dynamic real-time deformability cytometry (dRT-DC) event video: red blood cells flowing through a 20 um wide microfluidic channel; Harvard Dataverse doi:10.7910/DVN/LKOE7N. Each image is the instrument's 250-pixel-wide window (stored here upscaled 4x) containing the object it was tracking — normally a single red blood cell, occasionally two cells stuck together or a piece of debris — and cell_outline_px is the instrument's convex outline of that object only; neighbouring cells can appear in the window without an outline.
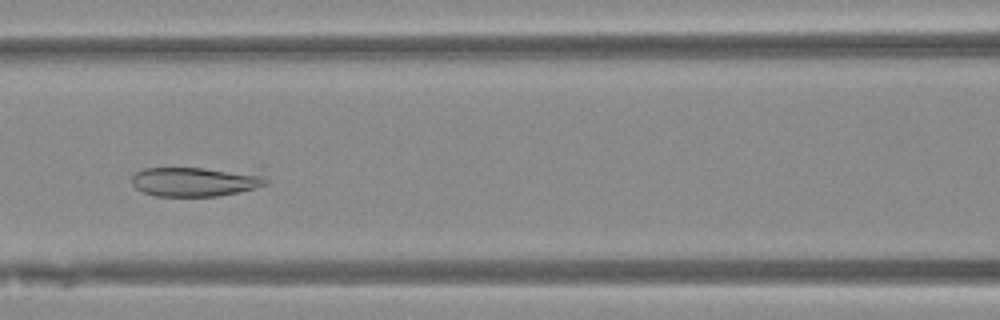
{"species": "Egyptian fruit bat (a non-hibernating species)", "species_latin": "Rousettus aegyptiacus", "temperature_condition": "warm", "stored_images_in_passage": 37, "camera_frame_rate_fps": 3000, "um_per_image_px": 0.085, "animal": {"sex": "female"}, "frame": {"image": 1, "passage_image": 8, "time_ms": 2.333, "image_size_px": [1000, 320], "cell_outline_px": [[268, 184], [236, 192], [216, 196], [156, 196], [144, 192], [136, 188], [132, 184], [132, 176], [136, 172], [144, 168], [204, 168], [260, 176], [268, 180]], "centroid_in_image_um": [16.44, 15.46], "position_along_channel_um": 150.2, "area_um2": 22.08}}
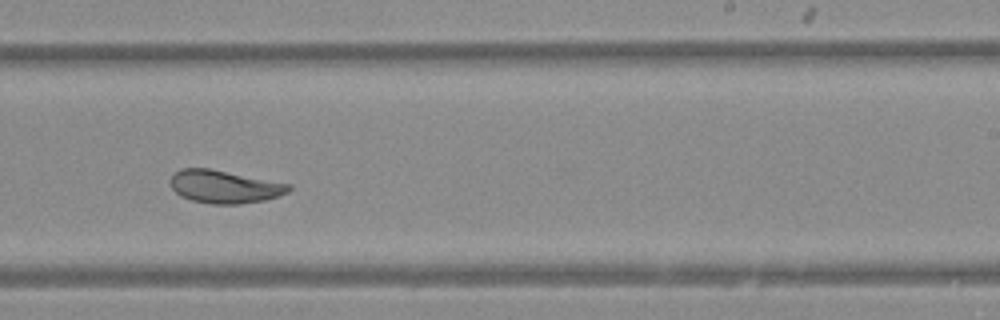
{"frame": {"image": 2, "passage_image": 17, "time_ms": 5.333, "image_size_px": [1000, 320], "cell_outline_px": [[292, 188], [288, 192], [264, 200], [240, 204], [212, 204], [192, 200], [180, 196], [172, 188], [172, 176], [180, 168], [208, 168], [292, 184]], "centroid_in_image_um": [19.1, 15.87], "position_along_channel_um": 269.9, "area_um2": 22.48}}
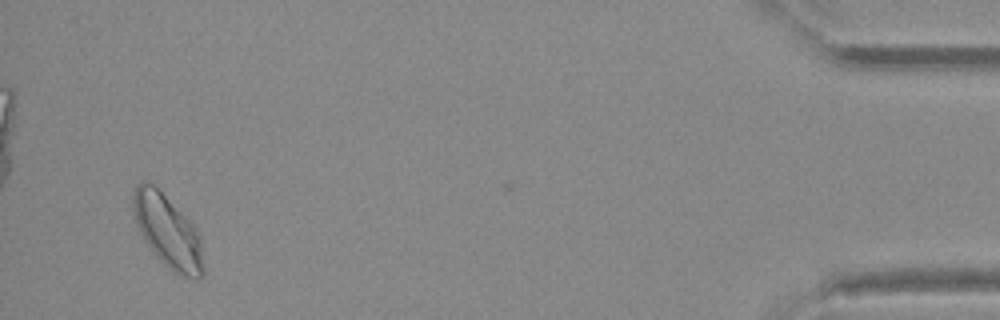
{"frame": {"image": 3, "passage_image": 34, "time_ms": 11.0, "image_size_px": [1000, 320], "cell_outline_px": [[204, 272], [200, 280], [196, 280], [184, 276], [176, 272], [164, 264], [156, 256], [140, 232], [132, 208], [132, 196], [136, 184], [140, 180], [144, 180], [152, 184], [196, 228], [200, 236]], "centroid_in_image_um": [14.25, 19.68], "position_along_channel_um": 420.9, "area_um2": 29.19}}